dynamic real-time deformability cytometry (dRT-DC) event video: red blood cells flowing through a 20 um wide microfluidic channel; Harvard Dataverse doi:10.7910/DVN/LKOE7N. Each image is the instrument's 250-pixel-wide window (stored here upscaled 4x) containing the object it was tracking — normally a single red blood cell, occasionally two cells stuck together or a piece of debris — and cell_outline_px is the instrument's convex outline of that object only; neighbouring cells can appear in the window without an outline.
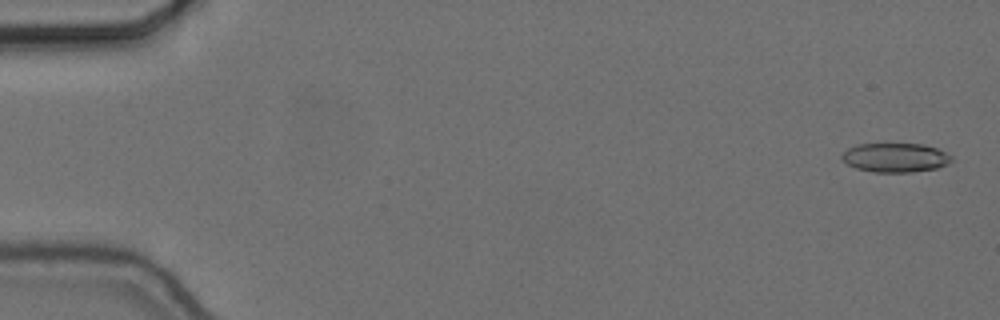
{"species": "common noctule bat (a hibernating species)", "species_latin": "Nyctalus noctula", "temperature_condition": "cold", "stored_images_in_passage": 57, "camera_frame_rate_fps": 3000, "um_per_image_px": 0.085, "animal": {"sex": "female", "body_mass_g": 24.6, "forearm_length_mm": 56.2}, "frame": {"image": 1, "passage_image": 2, "time_ms": 0.333, "image_size_px": [1000, 320], "cell_outline_px": [[952, 160], [948, 164], [936, 168], [912, 172], [872, 172], [856, 168], [848, 164], [840, 156], [848, 148], [856, 144], [924, 144], [936, 148], [952, 156]], "centroid_in_image_um": [76.1, 13.39], "position_along_channel_um": 8.9, "area_um2": 18.55}}
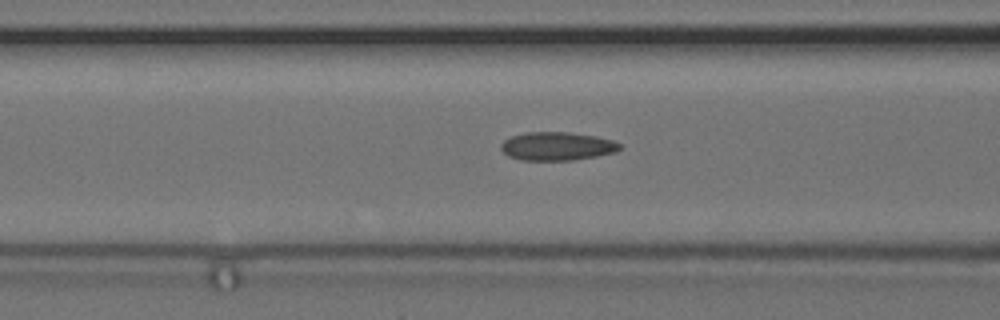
{"frame": {"image": 2, "passage_image": 23, "time_ms": 7.333, "image_size_px": [1000, 320], "cell_outline_px": [[624, 148], [616, 152], [596, 156], [572, 160], [520, 160], [508, 156], [500, 148], [500, 144], [504, 140], [512, 136], [524, 132], [568, 132], [596, 136], [612, 140], [620, 144]], "centroid_in_image_um": [47.35, 12.43], "position_along_channel_um": 119.2, "area_um2": 19.77}}
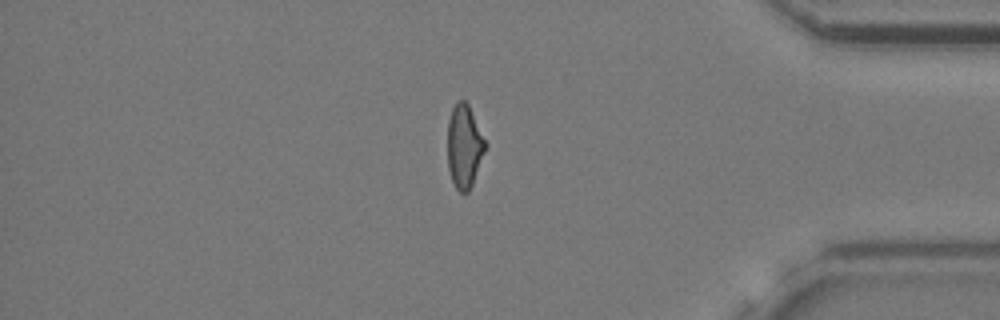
{"frame": {"image": 3, "passage_image": 48, "time_ms": 15.667, "image_size_px": [1000, 320], "cell_outline_px": [[488, 144], [472, 184], [468, 192], [460, 192], [456, 188], [452, 180], [448, 168], [448, 120], [452, 108], [456, 100], [464, 100], [468, 104]], "centroid_in_image_um": [39.47, 12.41], "position_along_channel_um": 395.7, "area_um2": 18.38}, "authors_computed_cell_mechanics": {"area_um2": 18.9006, "velocity_mm_per_s": 3.6681, "shape_relaxation_time_tau1_ms": null, "shape_relaxation_time_tau2_ms": 2.955, "deformation_change_tau1": null, "deformation_change_tau2": 0.0948}}